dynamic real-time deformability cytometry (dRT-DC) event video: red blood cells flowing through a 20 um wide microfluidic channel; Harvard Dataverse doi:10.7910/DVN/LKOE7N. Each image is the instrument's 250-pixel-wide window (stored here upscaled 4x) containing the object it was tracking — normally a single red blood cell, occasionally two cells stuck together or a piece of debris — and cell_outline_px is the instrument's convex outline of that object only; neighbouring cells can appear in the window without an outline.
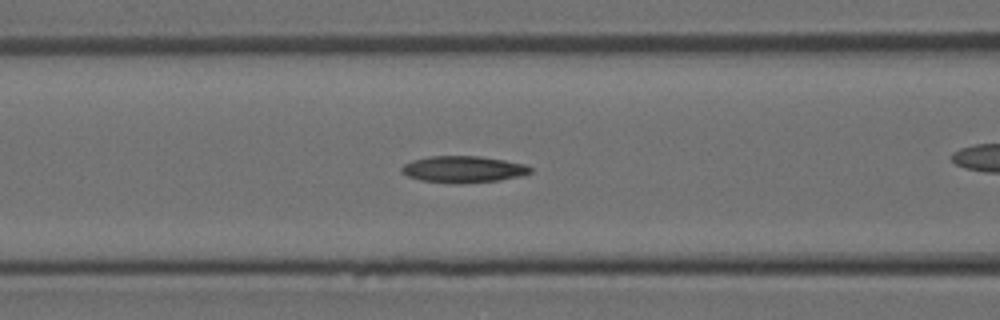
{"species": "Egyptian fruit bat (a non-hibernating species)", "species_latin": "Rousettus aegyptiacus", "temperature_condition": "room temperature", "stored_images_in_passage": 45, "camera_frame_rate_fps": 3000, "um_per_image_px": 0.085, "animal": {"sex": "female"}, "frame": {"image": 1, "passage_image": 18, "time_ms": 5.667, "image_size_px": [1000, 320], "cell_outline_px": [[532, 172], [524, 176], [500, 180], [456, 184], [420, 180], [408, 176], [400, 172], [400, 168], [404, 164], [412, 160], [428, 156], [480, 156], [504, 160], [524, 164], [532, 168]], "centroid_in_image_um": [39.38, 14.39], "position_along_channel_um": 127.2, "area_um2": 20.17}}
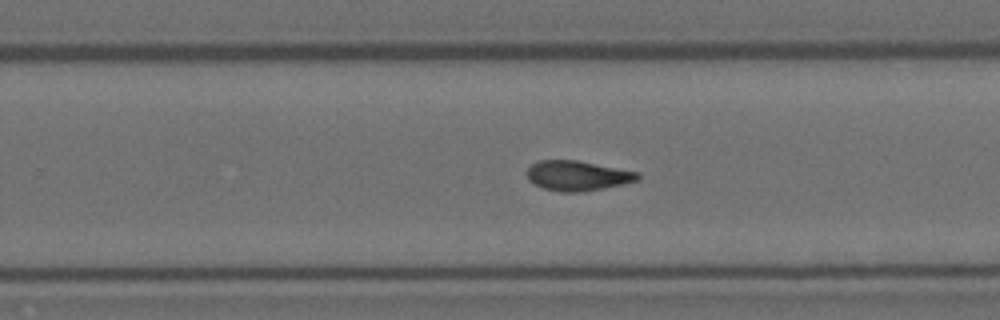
{"frame": {"image": 2, "passage_image": 28, "time_ms": 9.0, "image_size_px": [1000, 320], "cell_outline_px": [[640, 180], [624, 184], [580, 192], [560, 192], [544, 188], [528, 180], [528, 168], [532, 164], [540, 160], [576, 160], [640, 172]], "centroid_in_image_um": [49.13, 14.93], "position_along_channel_um": 280.7, "area_um2": 19.25}}
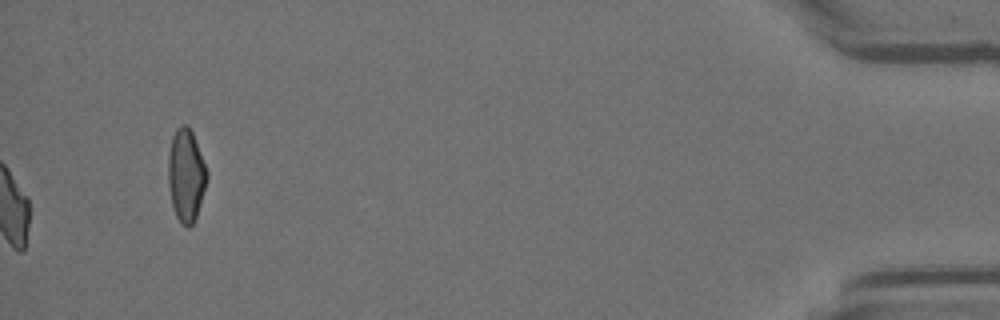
{"frame": {"image": 3, "passage_image": 45, "time_ms": 14.667, "image_size_px": [1000, 320], "cell_outline_px": [[208, 180], [196, 216], [192, 224], [188, 228], [180, 224], [176, 216], [172, 204], [168, 184], [168, 152], [172, 136], [176, 128], [180, 124], [184, 124], [192, 132], [208, 172]], "centroid_in_image_um": [15.8, 14.9], "position_along_channel_um": 419.4, "area_um2": 20.98}}